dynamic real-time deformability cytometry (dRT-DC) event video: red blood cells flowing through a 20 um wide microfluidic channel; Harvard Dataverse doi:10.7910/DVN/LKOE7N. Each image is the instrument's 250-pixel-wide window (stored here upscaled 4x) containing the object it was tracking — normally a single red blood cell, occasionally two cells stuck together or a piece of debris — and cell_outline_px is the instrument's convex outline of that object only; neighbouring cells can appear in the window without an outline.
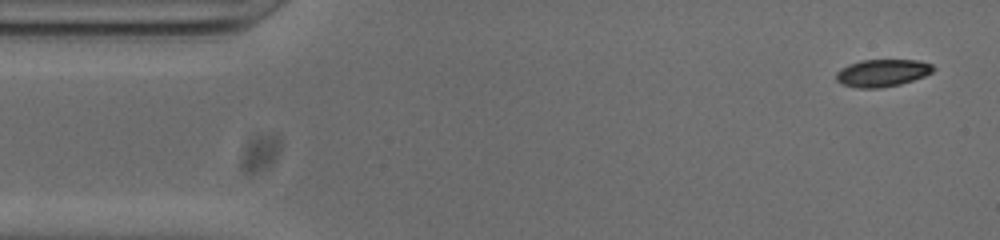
{"species": "common noctule bat (a hibernating species)", "species_latin": "Nyctalus noctula", "temperature_condition": "cold", "stored_images_in_passage": 52, "camera_frame_rate_fps": 3000, "um_per_image_px": 0.085, "animal": {"sex": "male", "body_mass_g": 20.0, "forearm_length_mm": 53.3}, "frame": {"image": 1, "passage_image": 2, "time_ms": 0.333, "image_size_px": [1000, 240], "cell_outline_px": [[936, 68], [932, 72], [924, 76], [900, 84], [880, 88], [856, 88], [844, 84], [836, 80], [836, 72], [840, 68], [848, 64], [860, 60], [920, 60], [932, 64]], "centroid_in_image_um": [74.99, 6.19], "position_along_channel_um": 10.0, "area_um2": 15.55}}
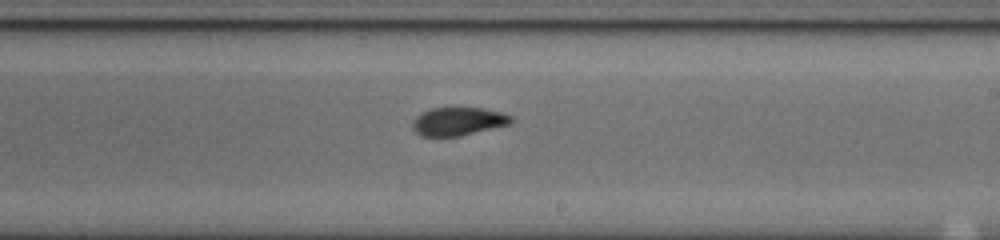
{"frame": {"image": 2, "passage_image": 29, "time_ms": 9.333, "image_size_px": [1000, 240], "cell_outline_px": [[516, 120], [508, 124], [460, 136], [424, 136], [416, 132], [412, 128], [412, 120], [416, 116], [432, 108], [484, 108], [504, 112], [512, 116]], "centroid_in_image_um": [38.97, 10.31], "position_along_channel_um": 250.0, "area_um2": 16.18}}
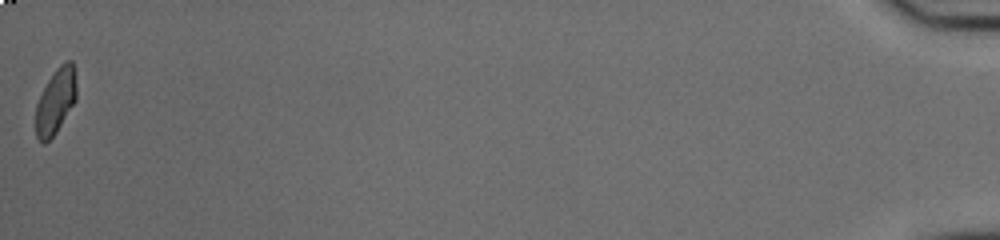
{"frame": {"image": 3, "passage_image": 52, "time_ms": 17.0, "image_size_px": [1000, 240], "cell_outline_px": [[76, 100], [56, 132], [44, 144], [36, 136], [36, 104], [48, 80], [56, 68], [64, 60], [72, 60], [76, 84]], "centroid_in_image_um": [4.73, 8.58], "position_along_channel_um": 430.5, "area_um2": 15.32}, "authors_computed_cell_mechanics": {"area_um2": 16.5886, "velocity_mm_per_s": 3.8181, "shape_relaxation_time_tau1_ms": null, "shape_relaxation_time_tau2_ms": 4.4992, "deformation_change_tau1": null, "deformation_change_tau2": 0.0619}}